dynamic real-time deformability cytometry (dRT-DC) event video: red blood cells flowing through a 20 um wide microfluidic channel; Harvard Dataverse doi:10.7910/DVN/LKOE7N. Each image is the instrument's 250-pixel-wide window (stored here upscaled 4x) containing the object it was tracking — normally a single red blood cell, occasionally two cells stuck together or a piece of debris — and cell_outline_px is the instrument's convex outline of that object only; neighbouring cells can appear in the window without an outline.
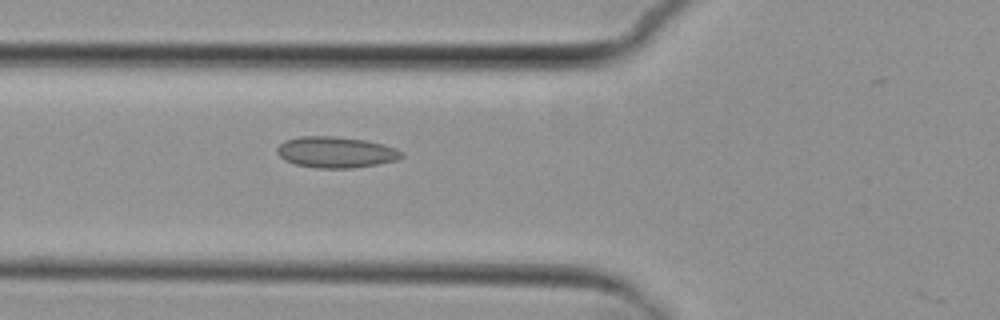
{"species": "common noctule bat (a hibernating species)", "species_latin": "Nyctalus noctula", "temperature_condition": "cold", "stored_images_in_passage": 5, "camera_frame_rate_fps": 3000, "um_per_image_px": 0.085, "animal": {"sex": "female", "body_mass_g": 29.2, "forearm_length_mm": 56.3}, "frame": {"image": 1, "passage_image": 5, "time_ms": 5.333, "image_size_px": [1000, 320], "cell_outline_px": [[404, 156], [396, 160], [376, 164], [352, 168], [316, 168], [296, 164], [284, 160], [276, 152], [276, 148], [284, 140], [300, 136], [332, 136], [364, 140], [384, 144], [396, 148], [404, 152]], "centroid_in_image_um": [28.54, 12.93], "position_along_channel_um": 97.3, "area_um2": 22.6}}